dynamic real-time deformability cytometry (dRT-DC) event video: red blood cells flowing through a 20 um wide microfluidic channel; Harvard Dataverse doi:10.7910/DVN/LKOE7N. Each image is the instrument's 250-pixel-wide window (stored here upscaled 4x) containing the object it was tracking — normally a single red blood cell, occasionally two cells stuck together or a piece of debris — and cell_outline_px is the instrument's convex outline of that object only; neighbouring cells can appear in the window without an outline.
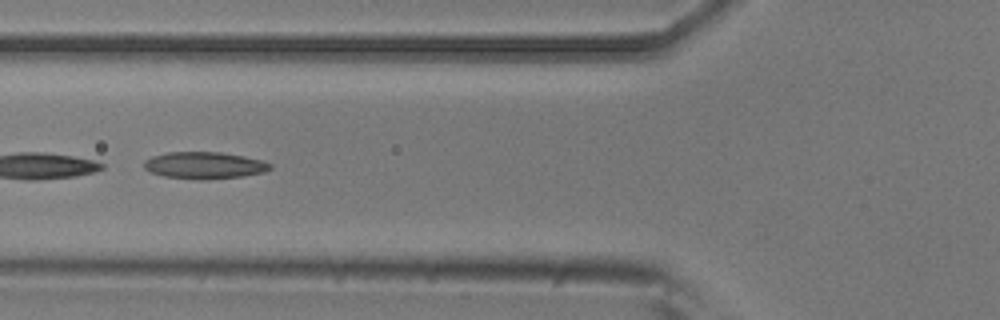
{"species": "common noctule bat (a hibernating species)", "species_latin": "Nyctalus noctula", "temperature_condition": "room temperature", "stored_images_in_passage": 8, "camera_frame_rate_fps": 3000, "um_per_image_px": 0.085, "animal": {"sex": "male", "body_mass_g": 20.5, "forearm_length_mm": 52.5}, "frame": {"image": 1, "passage_image": 6, "time_ms": 1.667, "image_size_px": [1000, 320], "cell_outline_px": [[272, 168], [264, 172], [244, 176], [204, 180], [200, 180], [164, 176], [152, 172], [144, 168], [144, 160], [152, 156], [168, 152], [220, 152], [244, 156], [264, 160], [272, 164]], "centroid_in_image_um": [17.41, 14.05], "position_along_channel_um": 108.4, "area_um2": 19.88}}
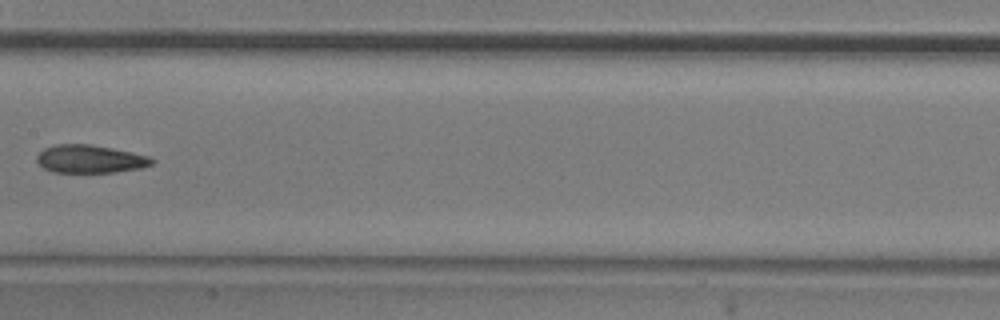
{"frame": {"image": 2, "passage_image": 8, "time_ms": 2.333, "image_size_px": [1000, 320], "cell_outline_px": [[156, 160], [152, 164], [140, 168], [116, 172], [52, 172], [44, 168], [36, 160], [36, 156], [44, 148], [56, 144], [92, 144], [152, 156]], "centroid_in_image_um": [7.68, 13.51], "position_along_channel_um": 199.7, "area_um2": 18.9}}